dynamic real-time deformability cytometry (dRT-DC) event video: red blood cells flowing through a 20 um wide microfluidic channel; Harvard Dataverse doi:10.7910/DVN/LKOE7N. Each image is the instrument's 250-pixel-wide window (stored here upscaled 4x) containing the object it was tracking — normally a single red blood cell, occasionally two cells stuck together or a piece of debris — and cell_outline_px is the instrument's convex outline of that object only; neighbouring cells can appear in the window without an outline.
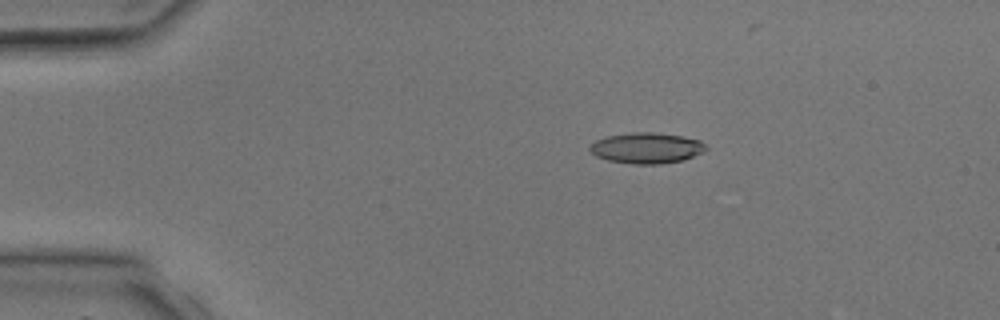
{"species": "common noctule bat (a hibernating species)", "species_latin": "Nyctalus noctula", "temperature_condition": "room temperature", "stored_images_in_passage": 4, "camera_frame_rate_fps": 3000, "um_per_image_px": 0.085, "animal": {"sex": "male", "body_mass_g": 17.9, "forearm_length_mm": 54.2}, "frame": {"image": 1, "passage_image": 3, "time_ms": 2.333, "image_size_px": [1000, 320], "cell_outline_px": [[708, 148], [704, 152], [680, 160], [660, 164], [632, 164], [608, 160], [596, 156], [588, 148], [596, 140], [608, 136], [632, 132], [652, 132], [684, 136], [700, 140]], "centroid_in_image_um": [54.97, 12.57], "position_along_channel_um": 30.0, "area_um2": 20.69}}